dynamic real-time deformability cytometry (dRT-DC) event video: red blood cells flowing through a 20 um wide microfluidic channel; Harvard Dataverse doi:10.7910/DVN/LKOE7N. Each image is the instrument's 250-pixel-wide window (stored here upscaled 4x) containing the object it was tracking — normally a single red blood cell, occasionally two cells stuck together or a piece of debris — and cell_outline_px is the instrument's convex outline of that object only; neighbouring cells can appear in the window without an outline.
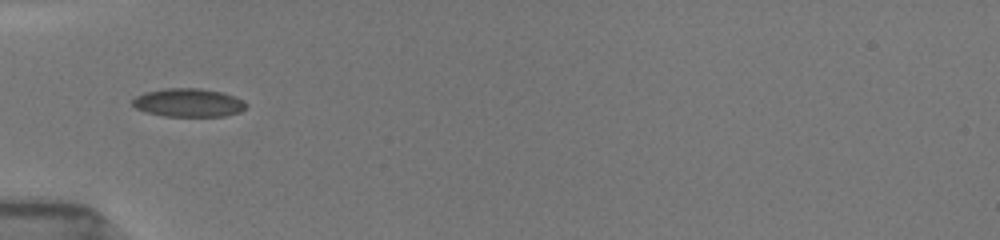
{"species": "common noctule bat (a hibernating species)", "species_latin": "Nyctalus noctula", "temperature_condition": "room temperature", "stored_images_in_passage": 35, "camera_frame_rate_fps": 3000, "um_per_image_px": 0.085, "animal": {"sex": "female", "body_mass_g": 19.5, "forearm_length_mm": 54.1}, "frame": {"image": 1, "passage_image": 1, "time_ms": 0.0, "image_size_px": [1000, 240], "cell_outline_px": [[248, 104], [240, 112], [224, 116], [164, 116], [148, 112], [136, 108], [132, 104], [132, 100], [136, 96], [144, 92], [164, 88], [200, 88], [220, 92], [244, 100]], "centroid_in_image_um": [16.01, 8.72], "position_along_channel_um": 69.0, "area_um2": 18.73}}
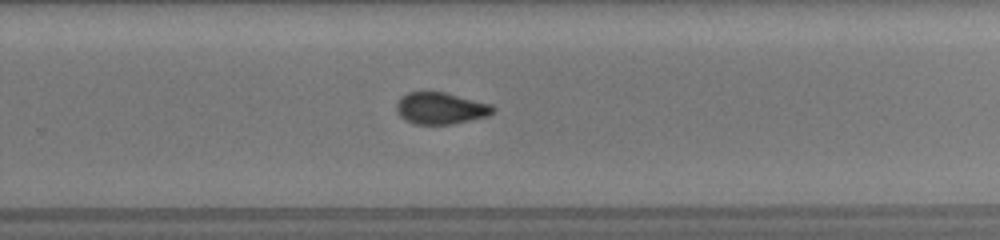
{"frame": {"image": 2, "passage_image": 18, "time_ms": 5.667, "image_size_px": [1000, 240], "cell_outline_px": [[496, 108], [488, 116], [452, 124], [416, 124], [404, 120], [396, 112], [396, 104], [400, 96], [408, 92], [444, 92], [492, 104]], "centroid_in_image_um": [37.43, 9.2], "position_along_channel_um": 292.4, "area_um2": 17.92}}
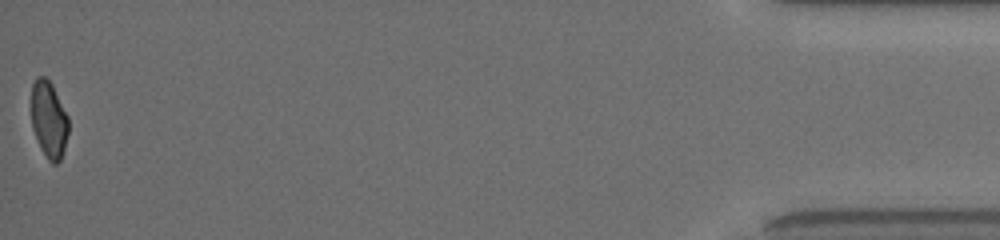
{"frame": {"image": 3, "passage_image": 35, "time_ms": 11.333, "image_size_px": [1000, 240], "cell_outline_px": [[68, 132], [64, 148], [60, 160], [56, 164], [52, 164], [48, 160], [40, 148], [32, 128], [32, 84], [36, 76], [44, 76], [52, 84], [68, 116]], "centroid_in_image_um": [4.15, 10.16], "position_along_channel_um": 431.1, "area_um2": 16.59}, "authors_computed_cell_mechanics": {"area_um2": 18.207, "velocity_mm_per_s": 3.9704, "shape_relaxation_time_tau1_ms": 8.1916, "shape_relaxation_time_tau2_ms": 1.3823, "deformation_change_tau1": 0.1738, "deformation_change_tau2": 0.0725}}